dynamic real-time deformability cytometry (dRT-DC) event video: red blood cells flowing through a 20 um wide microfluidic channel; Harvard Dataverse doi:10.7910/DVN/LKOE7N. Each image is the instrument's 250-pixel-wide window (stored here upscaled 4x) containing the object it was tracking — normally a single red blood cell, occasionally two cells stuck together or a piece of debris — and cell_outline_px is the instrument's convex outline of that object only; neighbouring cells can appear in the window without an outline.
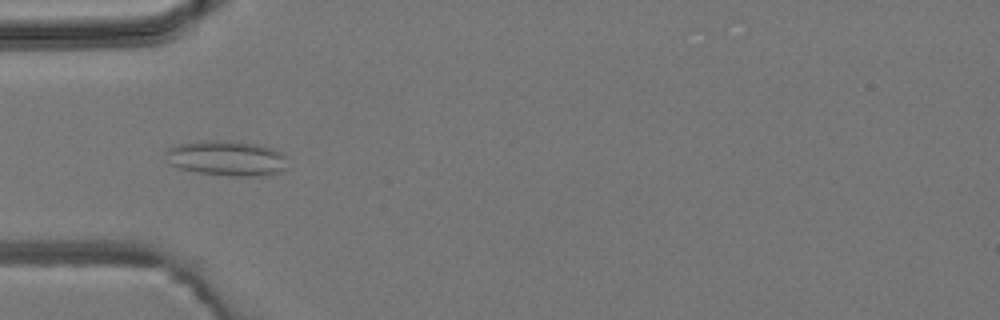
{"species": "common noctule bat (a hibernating species)", "species_latin": "Nyctalus noctula", "temperature_condition": "room temperature", "stored_images_in_passage": 5, "camera_frame_rate_fps": 3000, "um_per_image_px": 0.085, "animal": {"sex": "male", "body_mass_g": 19.2, "forearm_length_mm": 51.8}, "frame": {"image": 1, "passage_image": 5, "time_ms": 4.667, "image_size_px": [1000, 320], "cell_outline_px": [[288, 168], [280, 172], [260, 176], [232, 176], [196, 172], [180, 168], [172, 164], [164, 152], [168, 148], [180, 144], [200, 140], [228, 140], [256, 144], [272, 148], [280, 152], [284, 156]], "centroid_in_image_um": [19.29, 13.44], "position_along_channel_um": 65.7, "area_um2": 24.97}}